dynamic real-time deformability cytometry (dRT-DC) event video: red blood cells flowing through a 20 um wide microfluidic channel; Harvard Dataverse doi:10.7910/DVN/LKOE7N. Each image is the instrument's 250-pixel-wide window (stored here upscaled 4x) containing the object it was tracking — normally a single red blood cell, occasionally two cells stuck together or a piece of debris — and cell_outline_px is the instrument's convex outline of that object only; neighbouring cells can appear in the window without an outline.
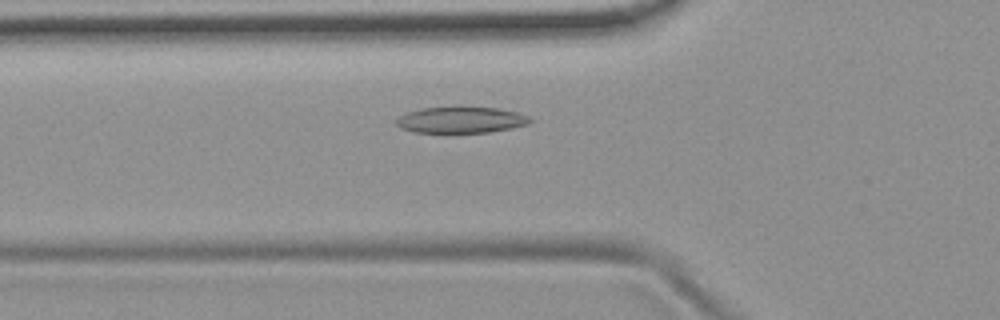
{"species": "common noctule bat (a hibernating species)", "species_latin": "Nyctalus noctula", "temperature_condition": "room temperature", "stored_images_in_passage": 46, "camera_frame_rate_fps": 3000, "um_per_image_px": 0.085, "animal": {"sex": "female", "body_mass_g": 19.9}, "frame": {"image": 1, "passage_image": 11, "time_ms": 3.333, "image_size_px": [1000, 320], "cell_outline_px": [[532, 120], [528, 124], [512, 128], [488, 132], [456, 136], [412, 132], [400, 128], [392, 120], [404, 112], [420, 108], [456, 104], [496, 108], [516, 112], [528, 116]], "centroid_in_image_um": [39.05, 10.2], "position_along_channel_um": 86.7, "area_um2": 22.48}}
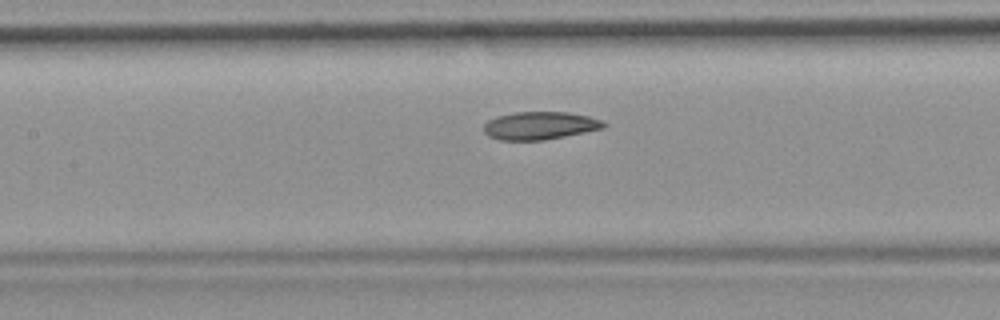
{"frame": {"image": 2, "passage_image": 17, "time_ms": 5.333, "image_size_px": [1000, 320], "cell_outline_px": [[608, 124], [604, 128], [544, 140], [500, 140], [488, 136], [484, 132], [484, 124], [488, 120], [496, 116], [512, 112], [568, 112], [588, 116], [600, 120]], "centroid_in_image_um": [45.86, 10.67], "position_along_channel_um": 161.5, "area_um2": 19.48}}
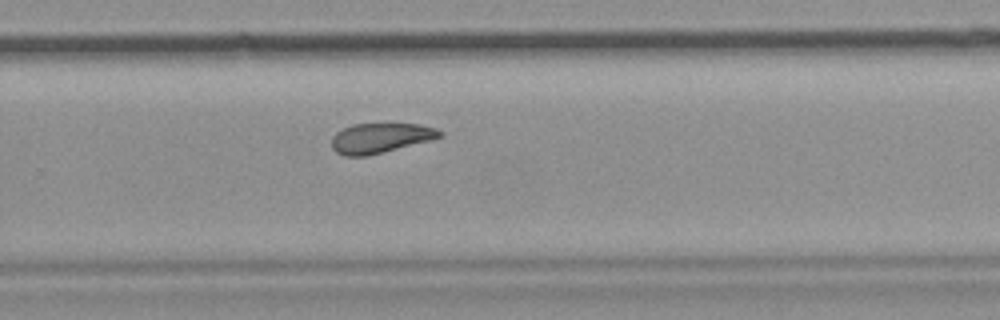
{"frame": {"image": 3, "passage_image": 28, "time_ms": 9.0, "image_size_px": [1000, 320], "cell_outline_px": [[444, 136], [432, 140], [368, 156], [344, 156], [336, 152], [332, 148], [332, 136], [336, 132], [352, 124], [420, 124], [436, 128], [444, 132]], "centroid_in_image_um": [32.36, 11.73], "position_along_channel_um": 297.4, "area_um2": 19.02}, "authors_computed_cell_mechanics": {"area_um2": 20.3167, "velocity_mm_per_s": 3.7311, "shape_relaxation_time_tau1_ms": null, "shape_relaxation_time_tau2_ms": 6.5882, "deformation_change_tau1": null, "deformation_change_tau2": 0.1169}}